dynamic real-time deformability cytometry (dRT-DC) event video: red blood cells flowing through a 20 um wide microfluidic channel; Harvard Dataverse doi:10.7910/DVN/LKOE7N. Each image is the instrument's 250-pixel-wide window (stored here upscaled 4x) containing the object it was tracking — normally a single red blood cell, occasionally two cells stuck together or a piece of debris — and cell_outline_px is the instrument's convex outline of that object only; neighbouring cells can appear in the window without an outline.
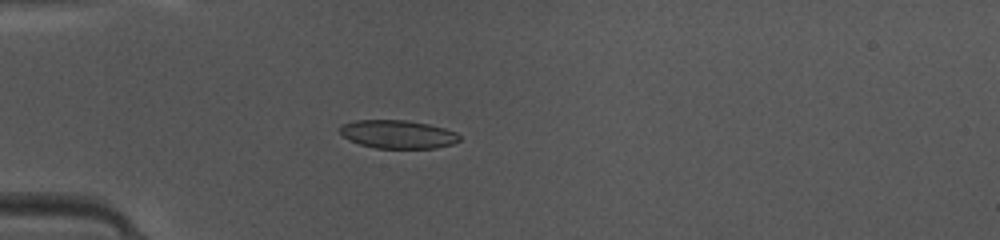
{"species": "common noctule bat (a hibernating species)", "species_latin": "Nyctalus noctula", "temperature_condition": "warm", "stored_images_in_passage": 35, "camera_frame_rate_fps": 3000, "um_per_image_px": 0.085, "animal": {"sex": "female", "body_mass_g": 10.0, "forearm_length_mm": 53.1}, "frame": {"image": 1, "passage_image": 1, "time_ms": 0.0, "image_size_px": [1000, 240], "cell_outline_px": [[460, 140], [452, 144], [436, 148], [376, 148], [360, 144], [348, 140], [340, 132], [340, 124], [356, 120], [408, 120], [428, 124], [444, 128], [456, 132], [460, 136]], "centroid_in_image_um": [33.81, 11.41], "position_along_channel_um": 51.2, "area_um2": 19.77}}
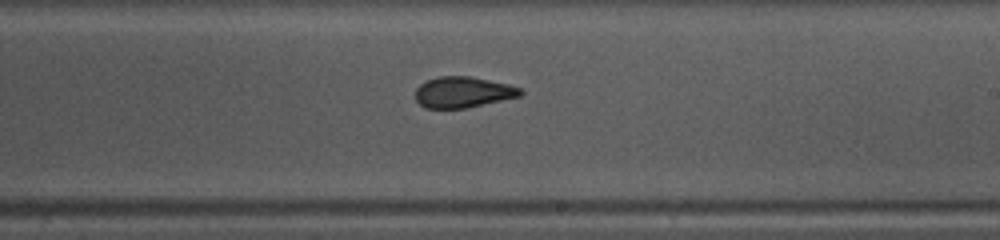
{"frame": {"image": 2, "passage_image": 16, "time_ms": 5.0, "image_size_px": [1000, 240], "cell_outline_px": [[524, 92], [520, 96], [468, 108], [424, 108], [416, 100], [416, 88], [424, 80], [436, 76], [468, 76], [508, 84], [520, 88]], "centroid_in_image_um": [39.32, 7.83], "position_along_channel_um": 249.7, "area_um2": 19.02}}
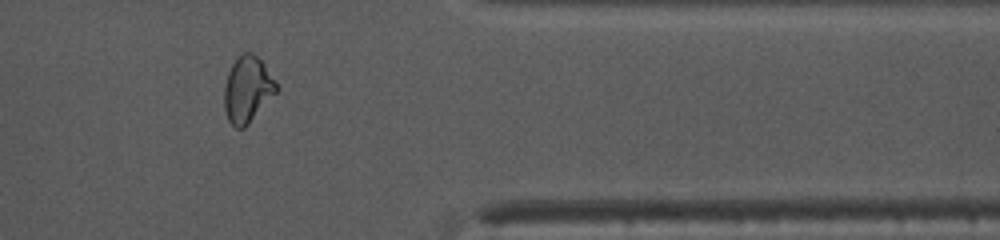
{"frame": {"image": 3, "passage_image": 27, "time_ms": 8.667, "image_size_px": [1000, 240], "cell_outline_px": [[276, 92], [248, 124], [244, 128], [236, 128], [228, 120], [224, 108], [224, 84], [228, 72], [232, 64], [244, 52], [252, 52], [264, 64], [276, 80]], "centroid_in_image_um": [21.01, 7.6], "position_along_channel_um": 390.4, "area_um2": 19.83}, "authors_computed_cell_mechanics": {"area_um2": 19.7676, "velocity_mm_per_s": 4.1763, "shape_relaxation_time_tau1_ms": 4.7164, "shape_relaxation_time_tau2_ms": 1.8373, "deformation_change_tau1": 0.148, "deformation_change_tau2": 0.0563}}